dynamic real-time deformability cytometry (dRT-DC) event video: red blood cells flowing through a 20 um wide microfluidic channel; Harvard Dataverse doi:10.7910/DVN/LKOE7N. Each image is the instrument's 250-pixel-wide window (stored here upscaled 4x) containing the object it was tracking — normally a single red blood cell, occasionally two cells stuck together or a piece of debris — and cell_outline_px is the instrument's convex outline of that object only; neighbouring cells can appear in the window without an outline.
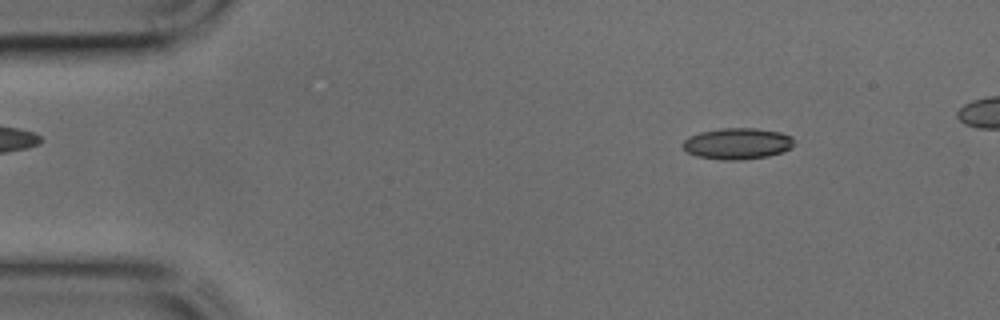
{"species": "common noctule bat (a hibernating species)", "species_latin": "Nyctalus noctula", "temperature_condition": "cold", "stored_images_in_passage": 37, "camera_frame_rate_fps": 3000, "um_per_image_px": 0.085, "animal": {"sex": "male", "body_mass_g": 17.9, "forearm_length_mm": 54.2}, "frame": {"image": 1, "passage_image": 1, "time_ms": 0.0, "image_size_px": [1000, 320], "cell_outline_px": [[792, 144], [788, 148], [780, 152], [768, 156], [736, 160], [724, 160], [696, 156], [688, 152], [680, 144], [688, 136], [700, 132], [720, 128], [756, 128], [780, 132], [792, 136]], "centroid_in_image_um": [62.61, 12.19], "position_along_channel_um": 22.4, "area_um2": 20.11}}
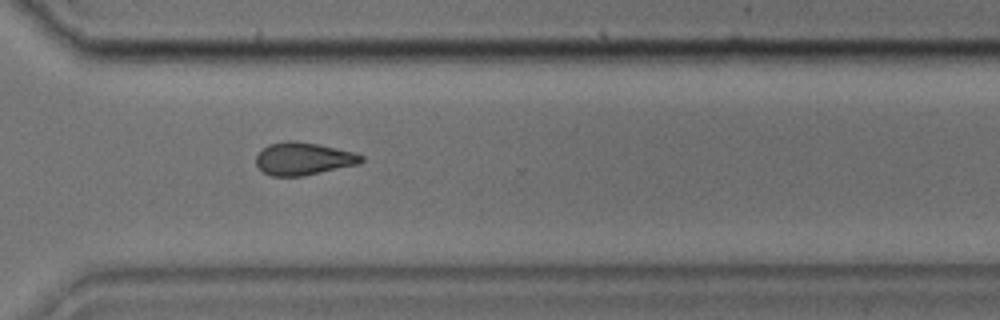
{"frame": {"image": 2, "passage_image": 27, "time_ms": 8.667, "image_size_px": [1000, 320], "cell_outline_px": [[364, 160], [356, 164], [304, 176], [272, 176], [264, 172], [256, 164], [256, 156], [268, 144], [288, 140], [292, 140], [316, 144], [352, 152], [364, 156]], "centroid_in_image_um": [25.75, 13.49], "position_along_channel_um": 344.8, "area_um2": 19.65}}
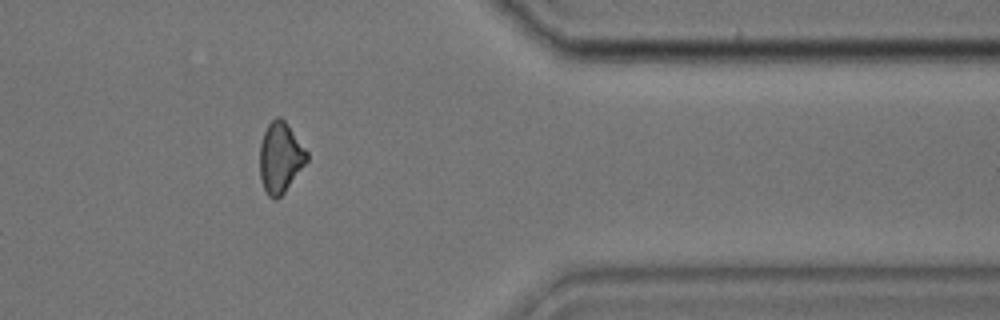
{"frame": {"image": 3, "passage_image": 31, "time_ms": 10.0, "image_size_px": [1000, 320], "cell_outline_px": [[308, 160], [284, 192], [276, 200], [268, 196], [264, 188], [260, 176], [260, 144], [264, 132], [268, 124], [276, 116], [280, 116], [284, 120], [308, 152]], "centroid_in_image_um": [23.82, 13.39], "position_along_channel_um": 387.6, "area_um2": 19.13}}